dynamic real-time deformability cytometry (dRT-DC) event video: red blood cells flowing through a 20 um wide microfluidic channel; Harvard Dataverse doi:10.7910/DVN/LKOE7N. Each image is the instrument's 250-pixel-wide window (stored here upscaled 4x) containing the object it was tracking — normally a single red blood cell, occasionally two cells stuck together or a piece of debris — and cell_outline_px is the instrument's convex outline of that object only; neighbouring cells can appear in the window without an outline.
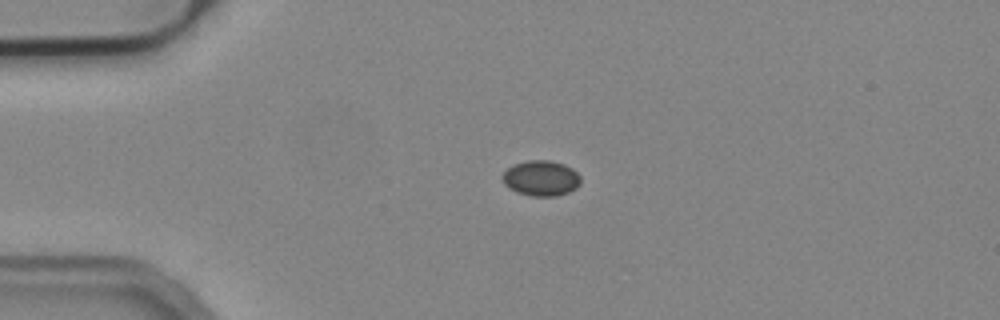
{"species": "common noctule bat (a hibernating species)", "species_latin": "Nyctalus noctula", "temperature_condition": "cold", "stored_images_in_passage": 34, "camera_frame_rate_fps": 3000, "um_per_image_px": 0.085, "animal": {"sex": "male", "body_mass_g": 19.2, "forearm_length_mm": 51.8}, "frame": {"image": 1, "passage_image": 1, "time_ms": 0.0, "image_size_px": [1000, 320], "cell_outline_px": [[580, 184], [576, 188], [568, 192], [556, 196], [532, 196], [516, 192], [508, 188], [504, 184], [500, 176], [512, 164], [528, 160], [548, 160], [564, 164], [572, 168], [580, 176]], "centroid_in_image_um": [45.96, 15.14], "position_along_channel_um": 39.0, "area_um2": 16.3}}
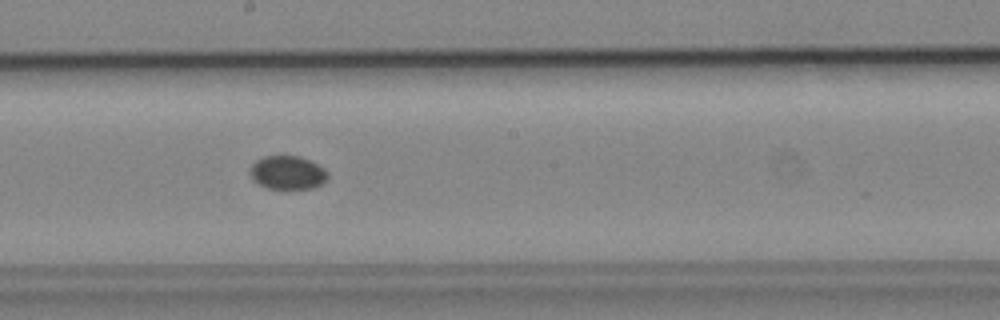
{"frame": {"image": 2, "passage_image": 18, "time_ms": 5.667, "image_size_px": [1000, 320], "cell_outline_px": [[328, 176], [320, 184], [312, 188], [288, 192], [268, 188], [252, 180], [248, 172], [248, 168], [256, 160], [264, 156], [300, 156], [324, 168], [328, 172]], "centroid_in_image_um": [24.39, 14.72], "position_along_channel_um": 223.8, "area_um2": 15.72}}
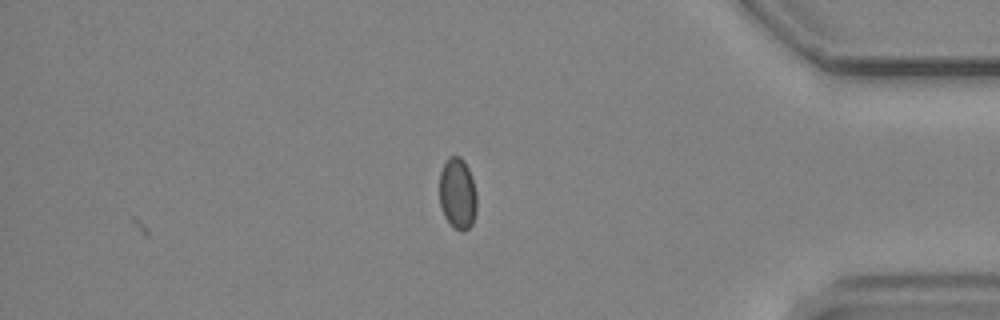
{"frame": {"image": 3, "passage_image": 34, "time_ms": 11.0, "image_size_px": [1000, 320], "cell_outline_px": [[476, 212], [472, 224], [464, 232], [460, 232], [444, 216], [440, 204], [440, 172], [444, 164], [452, 156], [460, 156], [464, 160], [472, 176], [476, 192]], "centroid_in_image_um": [38.91, 16.46], "position_along_channel_um": 396.3, "area_um2": 15.43}}